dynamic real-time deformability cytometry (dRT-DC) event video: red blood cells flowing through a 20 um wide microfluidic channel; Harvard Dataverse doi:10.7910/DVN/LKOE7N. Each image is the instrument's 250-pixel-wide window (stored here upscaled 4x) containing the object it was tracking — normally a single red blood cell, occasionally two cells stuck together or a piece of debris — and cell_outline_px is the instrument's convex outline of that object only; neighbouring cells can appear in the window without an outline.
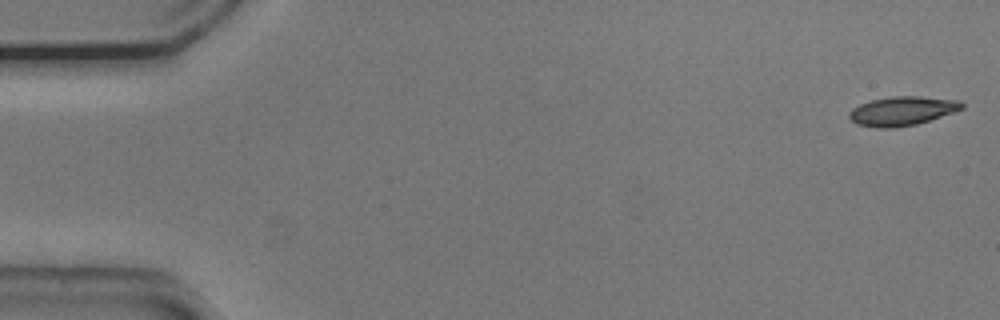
{"species": "common noctule bat (a hibernating species)", "species_latin": "Nyctalus noctula", "temperature_condition": "cold", "stored_images_in_passage": 53, "camera_frame_rate_fps": 3000, "um_per_image_px": 0.085, "animal": {"sex": "male", "body_mass_g": 20.5, "forearm_length_mm": 52.5}, "frame": {"image": 1, "passage_image": 1, "time_ms": 0.0, "image_size_px": [1000, 320], "cell_outline_px": [[964, 108], [916, 124], [892, 128], [876, 128], [856, 124], [848, 116], [848, 112], [852, 108], [860, 104], [872, 100], [892, 96], [920, 96], [960, 100], [964, 104]], "centroid_in_image_um": [76.66, 9.43], "position_along_channel_um": 8.3, "area_um2": 19.02}}
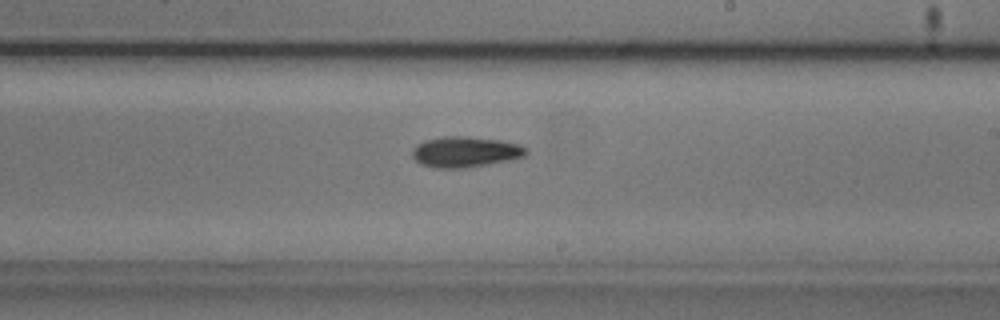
{"frame": {"image": 2, "passage_image": 31, "time_ms": 10.0, "image_size_px": [1000, 320], "cell_outline_px": [[528, 152], [524, 156], [512, 160], [464, 168], [432, 168], [420, 164], [412, 156], [412, 152], [416, 144], [424, 140], [444, 136], [464, 136], [500, 140], [520, 144], [528, 148]], "centroid_in_image_um": [39.56, 12.91], "position_along_channel_um": 249.4, "area_um2": 20.58}}
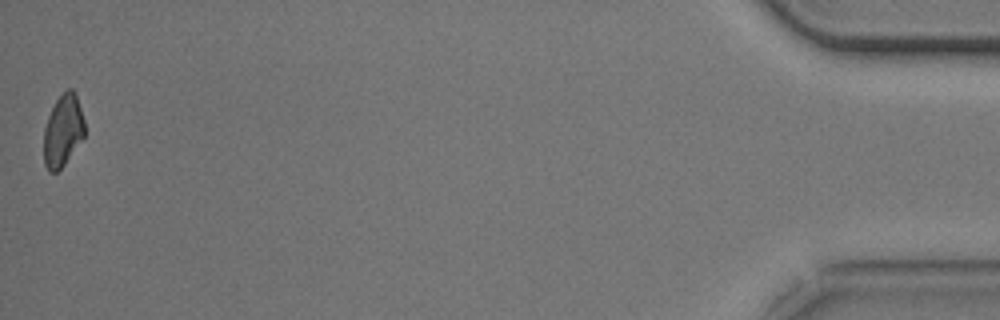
{"frame": {"image": 3, "passage_image": 53, "time_ms": 17.333, "image_size_px": [1000, 320], "cell_outline_px": [[84, 136], [64, 164], [56, 172], [48, 172], [44, 164], [44, 128], [48, 116], [56, 100], [68, 88], [72, 88], [76, 92], [84, 120]], "centroid_in_image_um": [5.34, 11.09], "position_along_channel_um": 429.9, "area_um2": 16.99}, "authors_computed_cell_mechanics": {"area_um2": 19.0162, "velocity_mm_per_s": 3.7677, "shape_relaxation_time_tau1_ms": 2.1537, "shape_relaxation_time_tau2_ms": null, "deformation_change_tau1": 0.1084, "deformation_change_tau2": null}}